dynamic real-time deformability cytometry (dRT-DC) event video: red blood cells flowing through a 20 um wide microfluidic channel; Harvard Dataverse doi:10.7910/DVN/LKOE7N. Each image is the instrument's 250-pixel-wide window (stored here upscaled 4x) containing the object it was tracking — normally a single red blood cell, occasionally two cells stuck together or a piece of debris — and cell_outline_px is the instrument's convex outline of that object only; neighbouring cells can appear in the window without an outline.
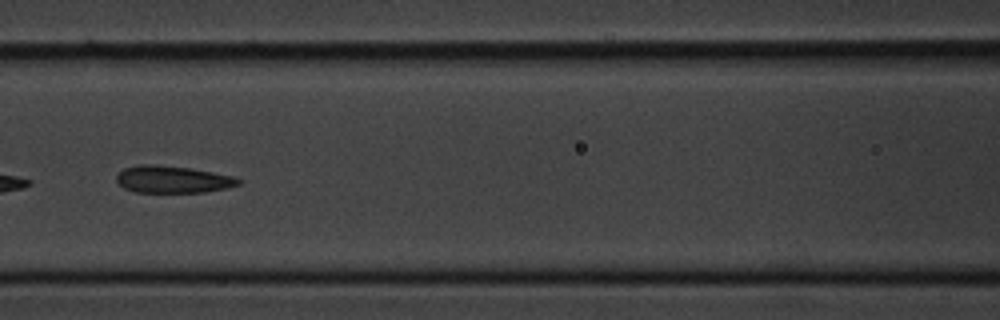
{"species": "common noctule bat (a hibernating species)", "species_latin": "Nyctalus noctula", "temperature_condition": "cold", "stored_images_in_passage": 8, "camera_frame_rate_fps": 3000, "um_per_image_px": 0.085, "animal": {"sex": "male", "body_mass_g": 20.1, "forearm_length_mm": 53.5}, "frame": {"image": 1, "passage_image": 6, "time_ms": 7.0, "image_size_px": [1000, 320], "cell_outline_px": [[240, 184], [224, 188], [204, 192], [136, 192], [124, 188], [116, 180], [116, 176], [124, 168], [140, 164], [152, 164], [188, 168], [236, 176], [240, 180]], "centroid_in_image_um": [14.67, 15.24], "position_along_channel_um": 151.9, "area_um2": 19.07}}
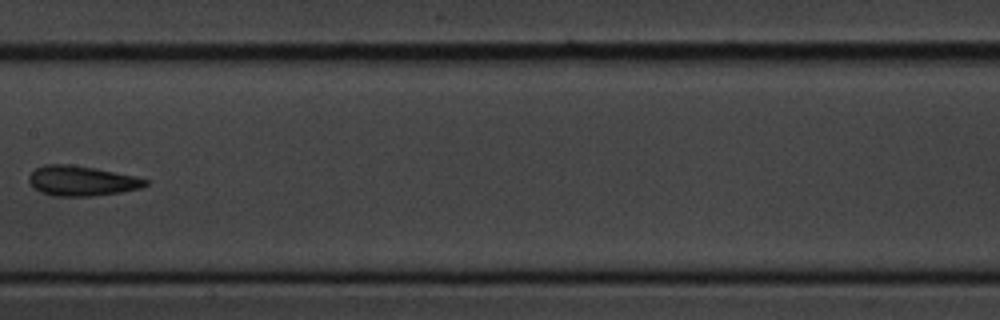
{"frame": {"image": 2, "passage_image": 7, "time_ms": 8.333, "image_size_px": [1000, 320], "cell_outline_px": [[148, 184], [140, 188], [120, 192], [92, 196], [52, 196], [40, 192], [28, 180], [28, 176], [36, 168], [44, 164], [68, 164], [96, 168], [132, 176], [148, 180]], "centroid_in_image_um": [6.91, 15.37], "position_along_channel_um": 200.5, "area_um2": 20.17}}
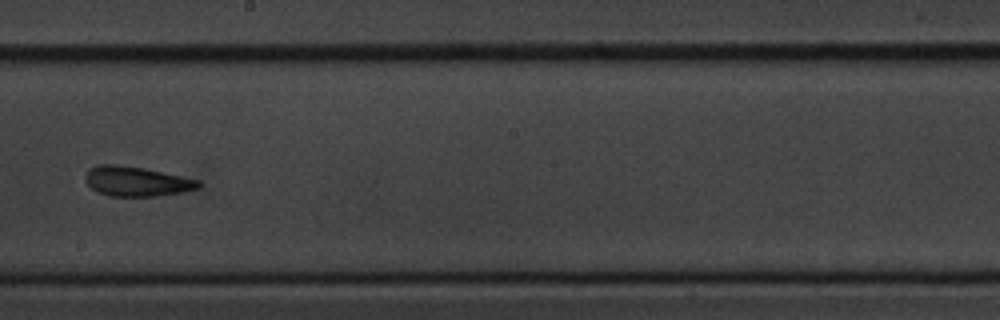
{"frame": {"image": 3, "passage_image": 8, "time_ms": 9.333, "image_size_px": [1000, 320], "cell_outline_px": [[200, 188], [180, 192], [156, 196], [108, 196], [96, 192], [84, 180], [84, 176], [88, 168], [100, 164], [120, 164], [144, 168], [200, 180]], "centroid_in_image_um": [11.55, 15.41], "position_along_channel_um": 236.6, "area_um2": 19.77}}